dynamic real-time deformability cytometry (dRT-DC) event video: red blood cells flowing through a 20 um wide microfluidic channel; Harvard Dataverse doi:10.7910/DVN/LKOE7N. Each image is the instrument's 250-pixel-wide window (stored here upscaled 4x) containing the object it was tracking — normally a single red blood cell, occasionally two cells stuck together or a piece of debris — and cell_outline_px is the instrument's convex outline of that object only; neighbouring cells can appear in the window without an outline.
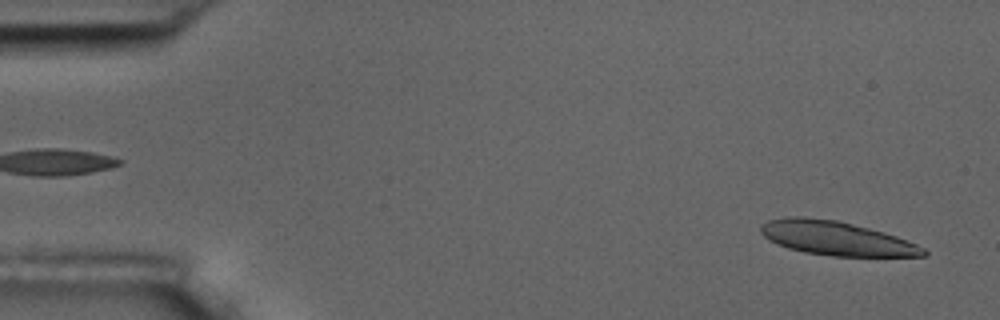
{"species": "common noctule bat (a hibernating species)", "species_latin": "Nyctalus noctula", "temperature_condition": "room temperature", "stored_images_in_passage": 6, "camera_frame_rate_fps": 3000, "um_per_image_px": 0.085, "animal": {"sex": "male", "body_mass_g": 17.5, "forearm_length_mm": 52.3}, "frame": {"image": 1, "passage_image": 6, "time_ms": 5.667, "image_size_px": [1000, 320], "cell_outline_px": [[928, 252], [924, 256], [832, 256], [804, 252], [788, 248], [776, 244], [764, 236], [760, 232], [760, 228], [768, 220], [788, 216], [804, 216], [836, 220], [884, 232], [896, 236], [916, 244], [924, 248]], "centroid_in_image_um": [71.06, 20.25], "position_along_channel_um": 13.9, "area_um2": 32.08}}